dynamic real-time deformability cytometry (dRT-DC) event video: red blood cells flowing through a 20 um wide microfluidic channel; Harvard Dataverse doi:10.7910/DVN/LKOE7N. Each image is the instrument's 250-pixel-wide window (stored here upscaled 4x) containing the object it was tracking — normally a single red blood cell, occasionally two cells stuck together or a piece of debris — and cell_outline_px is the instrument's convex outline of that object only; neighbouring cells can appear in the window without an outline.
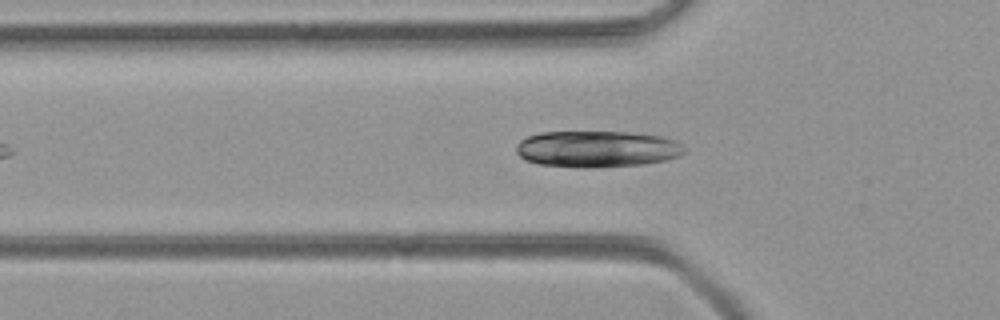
{"species": "common noctule bat (a hibernating species)", "species_latin": "Nyctalus noctula", "temperature_condition": "room temperature", "stored_images_in_passage": 8, "camera_frame_rate_fps": 3000, "um_per_image_px": 0.085, "animal": {"sex": "female", "body_mass_g": 21.9}, "frame": {"image": 1, "passage_image": 8, "time_ms": 2.333, "image_size_px": [1000, 320], "cell_outline_px": [[688, 152], [680, 156], [668, 160], [644, 164], [592, 168], [580, 168], [536, 164], [524, 160], [516, 152], [516, 144], [520, 140], [528, 136], [540, 132], [628, 132], [660, 136], [672, 140], [688, 148]], "centroid_in_image_um": [50.75, 12.68], "position_along_channel_um": 75.0, "area_um2": 36.24}}